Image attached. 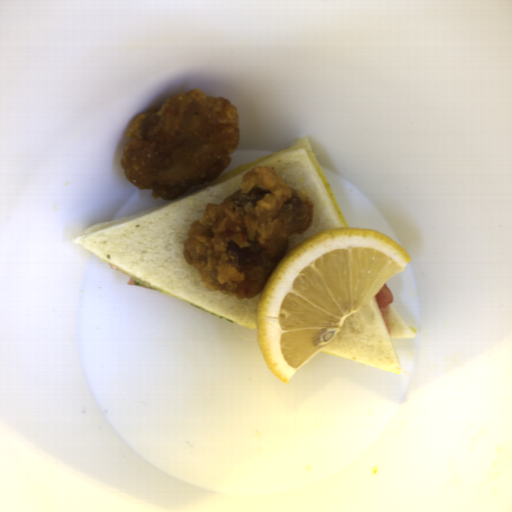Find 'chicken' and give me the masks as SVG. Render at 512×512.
I'll use <instances>...</instances> for the list:
<instances>
[{
    "label": "chicken",
    "instance_id": "1",
    "mask_svg": "<svg viewBox=\"0 0 512 512\" xmlns=\"http://www.w3.org/2000/svg\"><path fill=\"white\" fill-rule=\"evenodd\" d=\"M313 198L266 165L249 169L239 189L208 203L191 223L183 254L211 291L252 300L286 255L290 238L313 223Z\"/></svg>",
    "mask_w": 512,
    "mask_h": 512
},
{
    "label": "chicken",
    "instance_id": "2",
    "mask_svg": "<svg viewBox=\"0 0 512 512\" xmlns=\"http://www.w3.org/2000/svg\"><path fill=\"white\" fill-rule=\"evenodd\" d=\"M126 139L125 178L154 199L171 201L230 167L240 143L239 110L227 97L193 87L135 116Z\"/></svg>",
    "mask_w": 512,
    "mask_h": 512
}]
</instances>
